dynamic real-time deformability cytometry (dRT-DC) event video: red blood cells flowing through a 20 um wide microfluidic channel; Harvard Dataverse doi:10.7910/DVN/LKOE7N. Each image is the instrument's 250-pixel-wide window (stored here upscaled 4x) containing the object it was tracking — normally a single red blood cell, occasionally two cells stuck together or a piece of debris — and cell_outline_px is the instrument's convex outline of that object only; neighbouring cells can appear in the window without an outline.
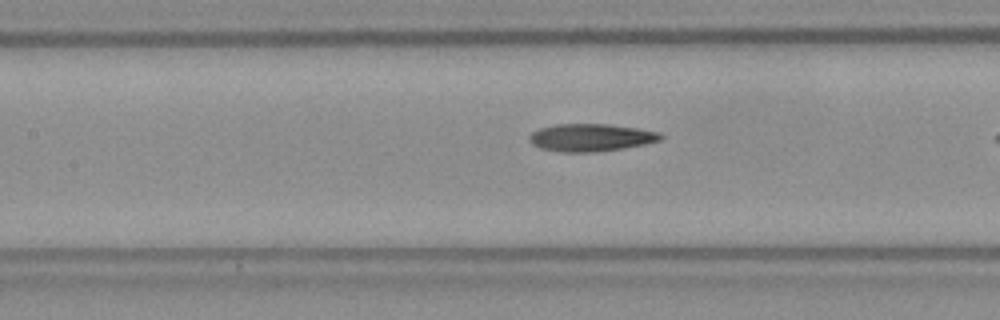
{"species": "Egyptian fruit bat (a non-hibernating species)", "species_latin": "Rousettus aegyptiacus", "temperature_condition": "room temperature", "stored_images_in_passage": 36, "camera_frame_rate_fps": 3000, "um_per_image_px": 0.085, "frame": {"image": 1, "passage_image": 19, "time_ms": 6.0, "image_size_px": [1000, 320], "cell_outline_px": [[664, 136], [660, 140], [644, 144], [624, 148], [596, 152], [560, 152], [540, 148], [532, 144], [528, 140], [528, 136], [532, 132], [540, 128], [556, 124], [608, 124], [636, 128], [660, 132]], "centroid_in_image_um": [50.2, 11.69], "position_along_channel_um": 157.2, "area_um2": 21.15}}
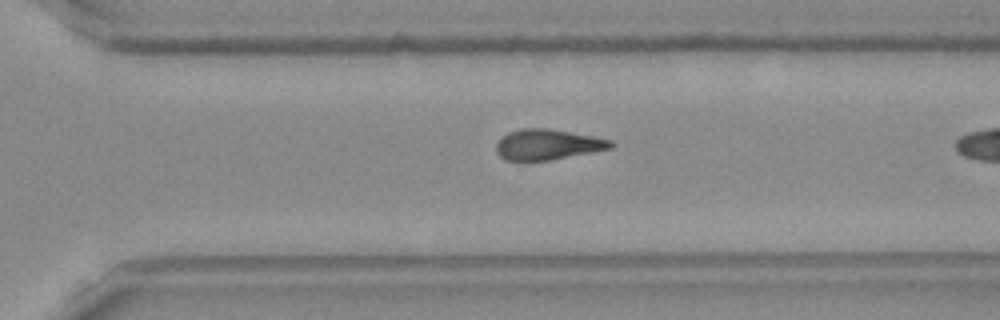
{"frame": {"image": 2, "passage_image": 32, "time_ms": 10.333, "image_size_px": [1000, 320], "cell_outline_px": [[616, 144], [612, 148], [552, 160], [524, 164], [504, 160], [496, 152], [496, 144], [508, 132], [524, 128], [548, 128], [592, 136], [612, 140]], "centroid_in_image_um": [46.51, 12.33], "position_along_channel_um": 324.1, "area_um2": 20.98}}